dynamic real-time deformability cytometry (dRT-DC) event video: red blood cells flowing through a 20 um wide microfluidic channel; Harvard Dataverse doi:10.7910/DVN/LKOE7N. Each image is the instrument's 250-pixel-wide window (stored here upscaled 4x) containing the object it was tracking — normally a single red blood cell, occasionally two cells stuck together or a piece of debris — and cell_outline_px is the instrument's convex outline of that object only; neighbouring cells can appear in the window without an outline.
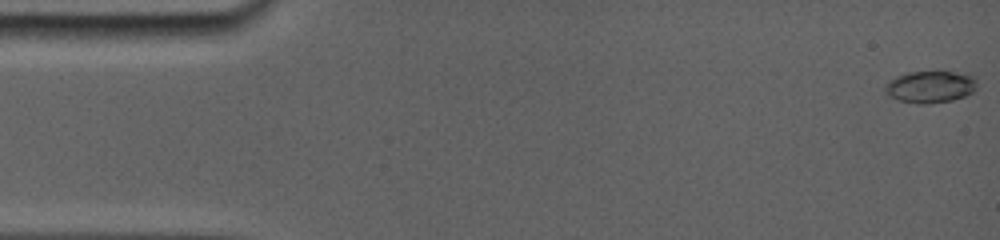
{"species": "common noctule bat (a hibernating species)", "species_latin": "Nyctalus noctula", "temperature_condition": "room temperature", "stored_images_in_passage": 66, "camera_frame_rate_fps": 5000, "um_per_image_px": 0.085, "animal": {"sex": "female", "body_mass_g": 19.0, "forearm_length_mm": 56.7}, "frame": {"image": 1, "passage_image": 1, "time_ms": 0.0, "image_size_px": [1000, 240], "cell_outline_px": [[976, 88], [972, 92], [964, 96], [952, 100], [928, 104], [920, 104], [900, 100], [884, 92], [884, 84], [888, 80], [904, 72], [968, 72], [976, 76]], "centroid_in_image_um": [79.09, 7.35], "position_along_channel_um": 5.9, "area_um2": 17.34}}
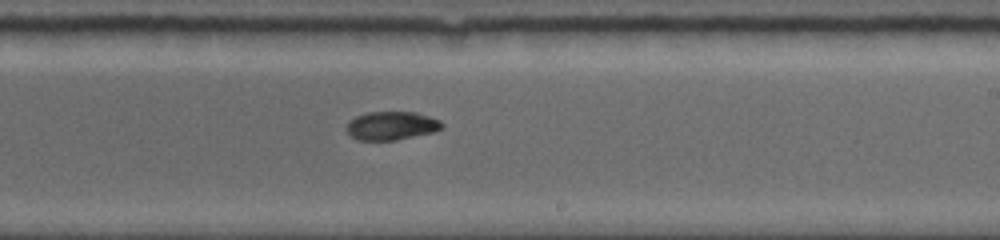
{"frame": {"image": 2, "passage_image": 40, "time_ms": 9.8, "image_size_px": [1000, 240], "cell_outline_px": [[444, 128], [432, 132], [396, 140], [356, 140], [344, 128], [348, 120], [356, 116], [368, 112], [416, 112], [440, 120], [444, 124]], "centroid_in_image_um": [33.25, 10.68], "position_along_channel_um": 255.7, "area_um2": 15.95}}
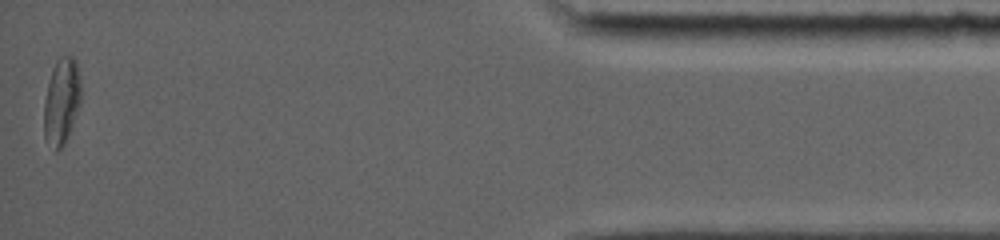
{"frame": {"image": 3, "passage_image": 66, "time_ms": 16.0, "image_size_px": [1000, 240], "cell_outline_px": [[80, 104], [64, 144], [56, 152], [44, 136], [44, 100], [52, 68], [56, 60], [60, 56], [72, 56], [76, 60], [80, 80]], "centroid_in_image_um": [5.22, 8.57], "position_along_channel_um": 430.0, "area_um2": 18.44}, "authors_computed_cell_mechanics": {"area_um2": 16.4152, "velocity_mm_per_s": 3.8836, "shape_relaxation_time_tau1_ms": 6.4971, "shape_relaxation_time_tau2_ms": null, "deformation_change_tau1": 0.1834, "deformation_change_tau2": null}}